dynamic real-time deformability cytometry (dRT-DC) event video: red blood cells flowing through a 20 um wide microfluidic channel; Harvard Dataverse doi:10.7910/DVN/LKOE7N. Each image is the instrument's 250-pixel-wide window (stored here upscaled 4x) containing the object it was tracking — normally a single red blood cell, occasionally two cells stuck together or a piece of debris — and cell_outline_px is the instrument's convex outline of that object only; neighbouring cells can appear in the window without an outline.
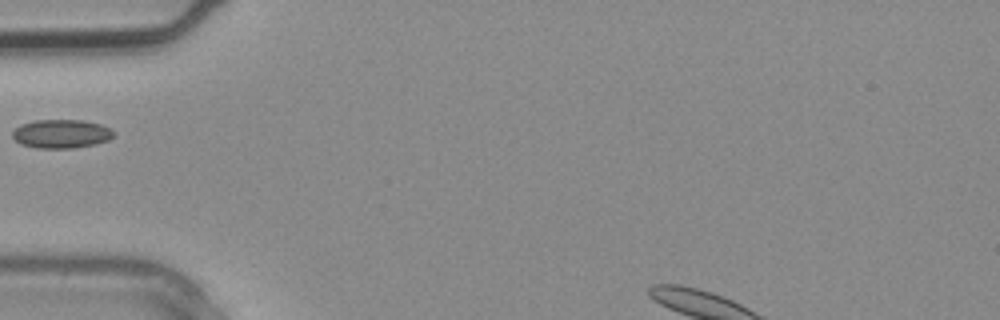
{"species": "common noctule bat (a hibernating species)", "species_latin": "Nyctalus noctula", "temperature_condition": "warm", "stored_images_in_passage": 1, "camera_frame_rate_fps": 3000, "um_per_image_px": 0.085, "animal": {"sex": "male", "body_mass_g": 20.4}, "frame": {"image": 1, "passage_image": 1, "time_ms": 0.0, "image_size_px": [1000, 320], "cell_outline_px": [[116, 132], [108, 140], [96, 144], [72, 148], [40, 148], [20, 144], [12, 136], [12, 132], [20, 124], [36, 120], [84, 120], [100, 124], [112, 128]], "centroid_in_image_um": [5.23, 11.36], "position_along_channel_um": 79.8, "area_um2": 16.99}}